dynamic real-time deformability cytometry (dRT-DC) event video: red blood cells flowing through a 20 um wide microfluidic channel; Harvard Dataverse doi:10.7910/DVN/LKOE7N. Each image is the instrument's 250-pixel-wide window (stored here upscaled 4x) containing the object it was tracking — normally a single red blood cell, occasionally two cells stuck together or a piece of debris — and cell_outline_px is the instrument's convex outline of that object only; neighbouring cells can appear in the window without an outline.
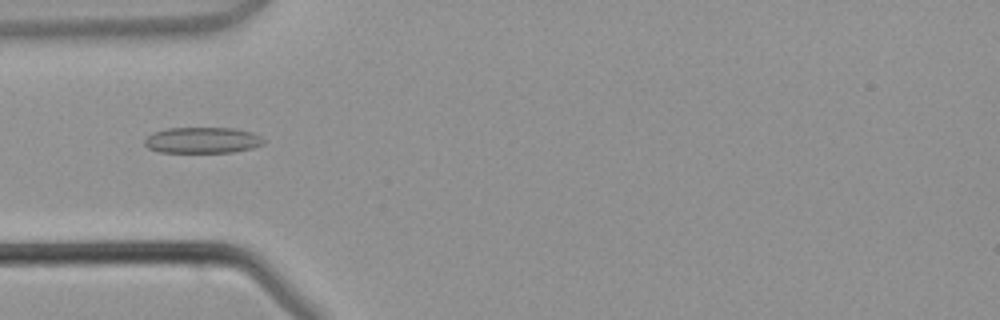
{"species": "common noctule bat (a hibernating species)", "species_latin": "Nyctalus noctula", "temperature_condition": "warm", "stored_images_in_passage": 34, "camera_frame_rate_fps": 3000, "um_per_image_px": 0.085, "animal": {"sex": "male", "body_mass_g": 21.5, "forearm_length_mm": 52.0}, "frame": {"image": 1, "passage_image": 3, "time_ms": 0.667, "image_size_px": [1000, 320], "cell_outline_px": [[264, 144], [252, 148], [232, 152], [160, 152], [148, 148], [144, 144], [144, 140], [152, 132], [168, 128], [232, 128], [252, 132], [260, 136], [264, 140]], "centroid_in_image_um": [17.19, 11.91], "position_along_channel_um": 67.8, "area_um2": 18.03}}
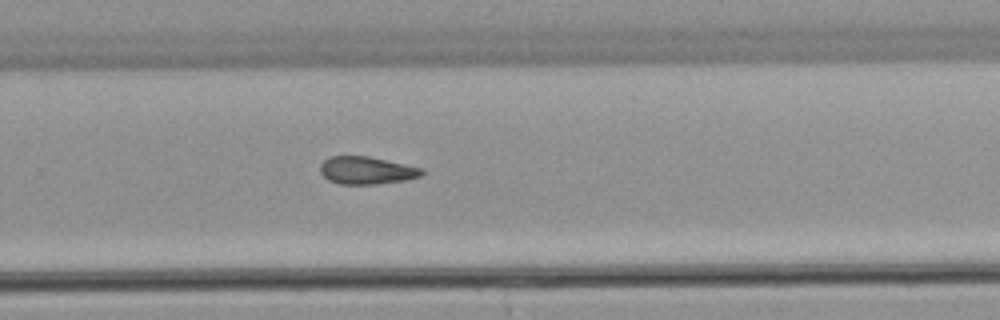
{"frame": {"image": 2, "passage_image": 18, "time_ms": 5.667, "image_size_px": [1000, 320], "cell_outline_px": [[424, 172], [420, 176], [408, 180], [376, 184], [340, 184], [328, 180], [320, 172], [320, 164], [328, 156], [368, 156], [424, 168]], "centroid_in_image_um": [31.16, 14.48], "position_along_channel_um": 298.6, "area_um2": 16.47}}
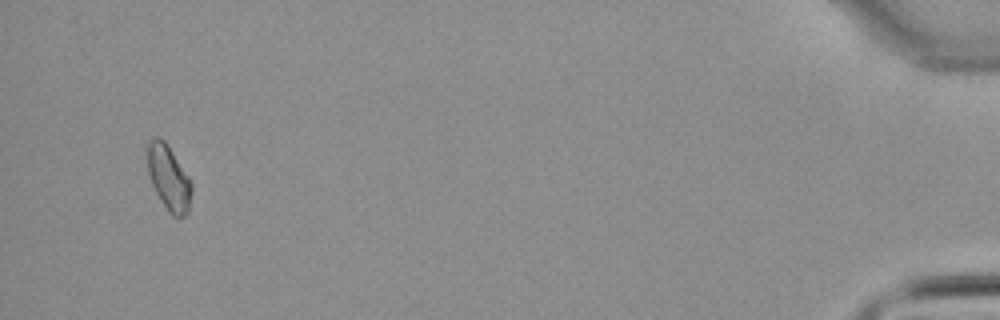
{"frame": {"image": 3, "passage_image": 32, "time_ms": 10.333, "image_size_px": [1000, 320], "cell_outline_px": [[192, 192], [188, 212], [180, 220], [176, 220], [168, 212], [156, 192], [152, 184], [148, 172], [148, 140], [156, 136], [160, 136], [164, 140], [188, 176], [192, 184]], "centroid_in_image_um": [14.35, 15.17], "position_along_channel_um": 420.8, "area_um2": 16.76}}